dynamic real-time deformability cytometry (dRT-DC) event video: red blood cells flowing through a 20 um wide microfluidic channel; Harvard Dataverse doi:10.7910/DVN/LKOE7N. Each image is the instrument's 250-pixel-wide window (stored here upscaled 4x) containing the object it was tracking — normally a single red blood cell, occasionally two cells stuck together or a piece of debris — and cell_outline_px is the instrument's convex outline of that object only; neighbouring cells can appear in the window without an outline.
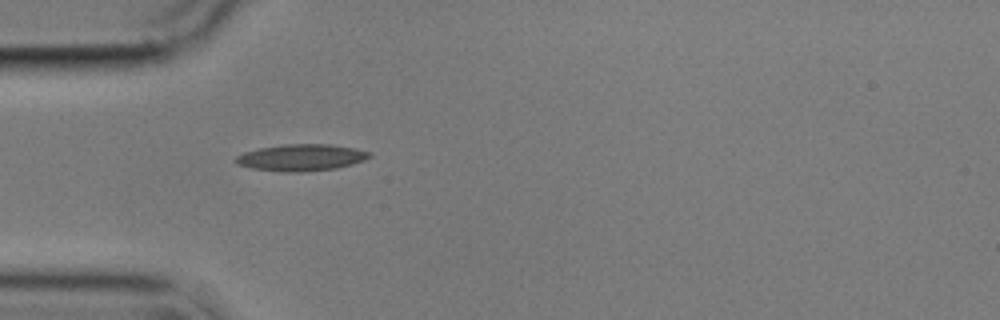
{"species": "common noctule bat (a hibernating species)", "species_latin": "Nyctalus noctula", "temperature_condition": "cold", "stored_images_in_passage": 40, "camera_frame_rate_fps": 3000, "um_per_image_px": 0.085, "animal": {"sex": "male", "body_mass_g": 17.9}, "frame": {"image": 1, "passage_image": 1, "time_ms": 0.0, "image_size_px": [1000, 320], "cell_outline_px": [[372, 156], [364, 160], [352, 164], [336, 168], [300, 172], [280, 172], [252, 168], [236, 164], [232, 160], [236, 156], [244, 152], [260, 148], [288, 144], [332, 144], [356, 148], [372, 152]], "centroid_in_image_um": [25.61, 13.39], "position_along_channel_um": 59.4, "area_um2": 20.92}}
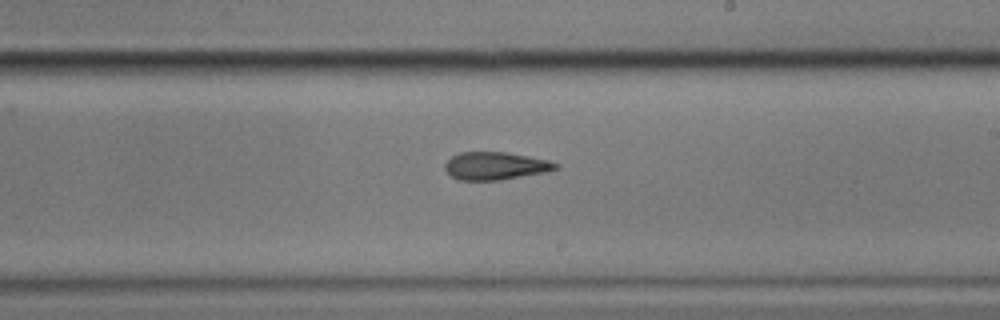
{"frame": {"image": 2, "passage_image": 17, "time_ms": 5.333, "image_size_px": [1000, 320], "cell_outline_px": [[560, 168], [548, 172], [500, 180], [460, 180], [452, 176], [444, 168], [444, 164], [452, 156], [460, 152], [508, 152], [548, 160], [560, 164]], "centroid_in_image_um": [42.16, 14.1], "position_along_channel_um": 246.8, "area_um2": 18.03}}
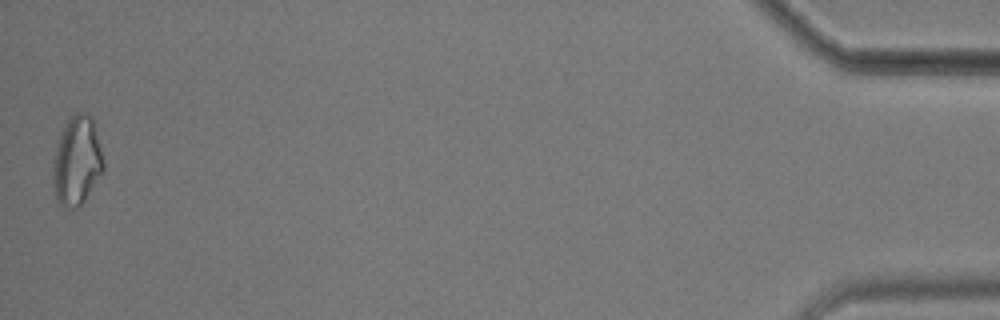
{"frame": {"image": 3, "passage_image": 40, "time_ms": 13.0, "image_size_px": [1000, 320], "cell_outline_px": [[104, 168], [84, 200], [76, 208], [64, 208], [56, 204], [52, 172], [56, 148], [60, 132], [68, 120], [76, 112], [84, 112], [92, 116], [104, 164]], "centroid_in_image_um": [6.5, 13.69], "position_along_channel_um": 428.7, "area_um2": 25.89}, "authors_computed_cell_mechanics": {"area_um2": 18.4382, "velocity_mm_per_s": 3.561, "shape_relaxation_time_tau1_ms": null, "shape_relaxation_time_tau2_ms": 6.0295, "deformation_change_tau1": null, "deformation_change_tau2": 0.1648}}